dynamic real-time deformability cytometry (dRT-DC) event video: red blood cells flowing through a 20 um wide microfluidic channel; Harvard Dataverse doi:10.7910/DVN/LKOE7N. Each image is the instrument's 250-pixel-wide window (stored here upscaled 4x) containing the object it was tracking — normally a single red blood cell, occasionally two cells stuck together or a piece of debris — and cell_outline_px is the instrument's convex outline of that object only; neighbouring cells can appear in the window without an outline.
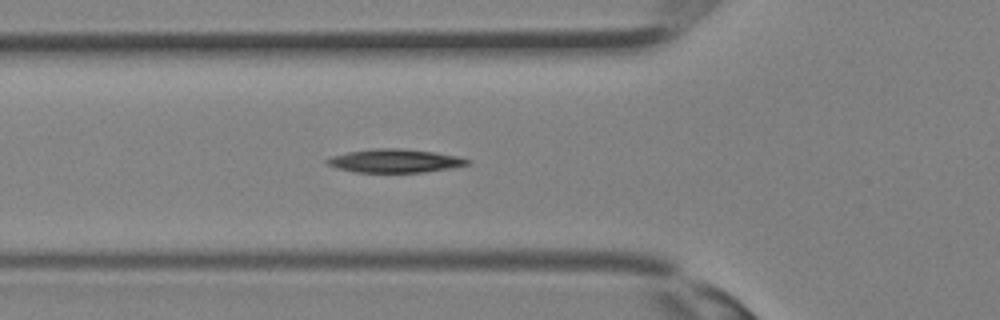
{"species": "Egyptian fruit bat (a non-hibernating species)", "species_latin": "Rousettus aegyptiacus", "temperature_condition": "room temperature", "stored_images_in_passage": 27, "camera_frame_rate_fps": 3000, "um_per_image_px": 0.085, "animal": {"sex": "female"}, "frame": {"image": 1, "passage_image": 5, "time_ms": 1.333, "image_size_px": [1000, 320], "cell_outline_px": [[472, 160], [468, 164], [448, 168], [424, 172], [352, 172], [336, 168], [328, 164], [324, 160], [332, 156], [348, 152], [376, 148], [400, 148], [432, 152], [456, 156]], "centroid_in_image_um": [33.51, 13.67], "position_along_channel_um": 92.3, "area_um2": 18.96}}
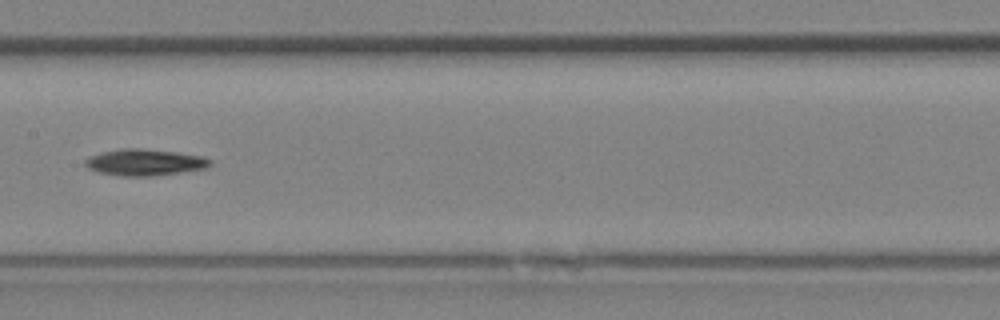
{"frame": {"image": 2, "passage_image": 10, "time_ms": 3.0, "image_size_px": [1000, 320], "cell_outline_px": [[212, 164], [208, 168], [180, 172], [148, 176], [120, 176], [100, 172], [88, 168], [84, 164], [84, 160], [88, 156], [100, 152], [124, 148], [140, 148], [176, 152], [204, 156], [212, 160]], "centroid_in_image_um": [12.3, 13.79], "position_along_channel_um": 195.1, "area_um2": 19.36}}
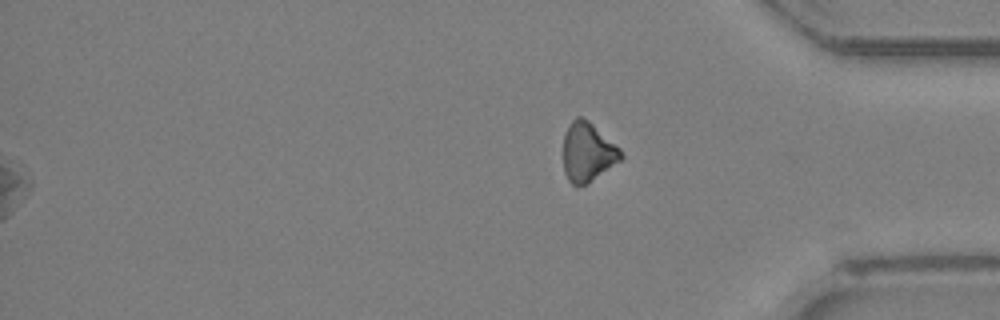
{"frame": {"image": 3, "passage_image": 27, "time_ms": 8.667, "image_size_px": [1000, 320], "cell_outline_px": [[624, 156], [620, 160], [588, 184], [572, 184], [568, 180], [564, 172], [564, 136], [568, 124], [576, 116], [580, 116], [588, 120], [620, 148]], "centroid_in_image_um": [49.95, 12.91], "position_along_channel_um": 385.3, "area_um2": 19.71}}